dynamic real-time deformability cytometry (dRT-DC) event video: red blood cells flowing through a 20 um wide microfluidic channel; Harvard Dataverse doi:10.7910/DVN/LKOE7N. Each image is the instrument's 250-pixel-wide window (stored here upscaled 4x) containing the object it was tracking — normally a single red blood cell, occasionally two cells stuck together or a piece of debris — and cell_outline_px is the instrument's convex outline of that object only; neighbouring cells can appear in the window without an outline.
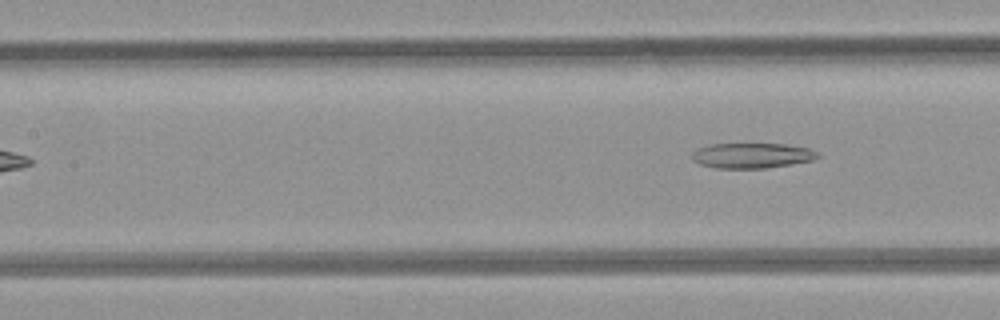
{"species": "common noctule bat (a hibernating species)", "species_latin": "Nyctalus noctula", "temperature_condition": "room temperature", "stored_images_in_passage": 5, "segment_of_instrument_passage": [2, 2], "camera_frame_rate_fps": 3000, "um_per_image_px": 0.085, "animal": {"sex": "female", "body_mass_g": 21.9}, "frame": {"image": 1, "passage_image": 5, "time_ms": 4.667, "image_size_px": [1000, 320], "cell_outline_px": [[820, 156], [812, 160], [792, 164], [764, 168], [716, 168], [700, 164], [692, 160], [692, 152], [708, 144], [788, 144], [808, 148], [816, 152]], "centroid_in_image_um": [63.9, 13.22], "position_along_channel_um": 143.5, "area_um2": 18.38}}